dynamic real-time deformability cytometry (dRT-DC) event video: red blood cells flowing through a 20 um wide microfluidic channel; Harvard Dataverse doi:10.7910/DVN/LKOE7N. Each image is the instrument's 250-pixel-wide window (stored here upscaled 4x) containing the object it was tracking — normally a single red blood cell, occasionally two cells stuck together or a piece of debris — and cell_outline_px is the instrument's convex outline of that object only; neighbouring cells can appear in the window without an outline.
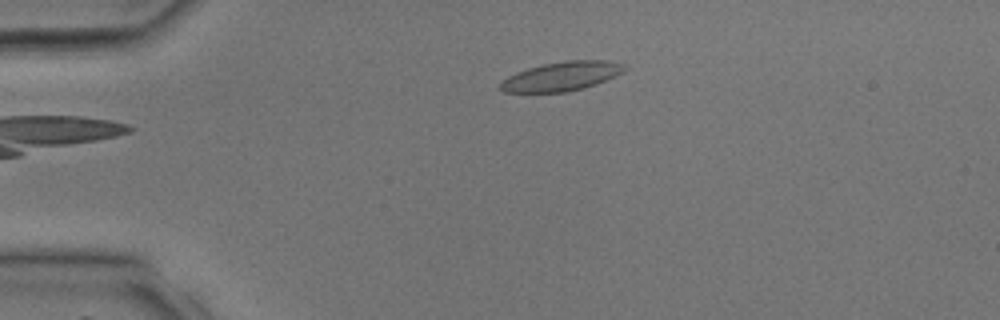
{"species": "common noctule bat (a hibernating species)", "species_latin": "Nyctalus noctula", "temperature_condition": "room temperature", "stored_images_in_passage": 5, "camera_frame_rate_fps": 3000, "um_per_image_px": 0.085, "animal": {"sex": "male", "body_mass_g": 17.9, "forearm_length_mm": 54.2}, "frame": {"image": 1, "passage_image": 1, "time_ms": 0.0, "image_size_px": [1000, 320], "cell_outline_px": [[628, 68], [624, 72], [616, 76], [596, 84], [568, 92], [504, 92], [496, 88], [508, 76], [516, 72], [528, 68], [544, 64], [564, 60], [612, 60], [628, 64]], "centroid_in_image_um": [47.8, 6.47], "position_along_channel_um": 37.2, "area_um2": 21.39}}